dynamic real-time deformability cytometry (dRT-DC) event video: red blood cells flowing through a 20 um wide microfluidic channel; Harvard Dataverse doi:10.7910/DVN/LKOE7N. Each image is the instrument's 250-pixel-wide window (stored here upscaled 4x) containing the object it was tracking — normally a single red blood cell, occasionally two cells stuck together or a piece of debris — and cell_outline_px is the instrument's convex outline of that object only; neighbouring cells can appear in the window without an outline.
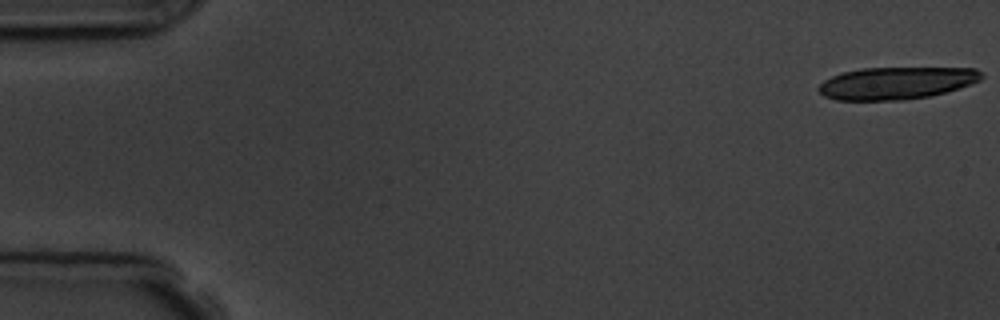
{"species": "common noctule bat (a hibernating species)", "species_latin": "Nyctalus noctula", "temperature_condition": "room temperature", "stored_images_in_passage": 4, "camera_frame_rate_fps": 3000, "um_per_image_px": 0.085, "animal": {"sex": "male", "body_mass_g": 19.5, "forearm_length_mm": 54.6}, "frame": {"image": 1, "passage_image": 1, "time_ms": 0.0, "image_size_px": [1000, 320], "cell_outline_px": [[984, 76], [980, 80], [972, 84], [944, 92], [928, 96], [904, 100], [836, 100], [824, 96], [816, 88], [824, 80], [840, 72], [860, 68], [976, 68]], "centroid_in_image_um": [76.16, 7.05], "position_along_channel_um": 8.8, "area_um2": 30.69}}